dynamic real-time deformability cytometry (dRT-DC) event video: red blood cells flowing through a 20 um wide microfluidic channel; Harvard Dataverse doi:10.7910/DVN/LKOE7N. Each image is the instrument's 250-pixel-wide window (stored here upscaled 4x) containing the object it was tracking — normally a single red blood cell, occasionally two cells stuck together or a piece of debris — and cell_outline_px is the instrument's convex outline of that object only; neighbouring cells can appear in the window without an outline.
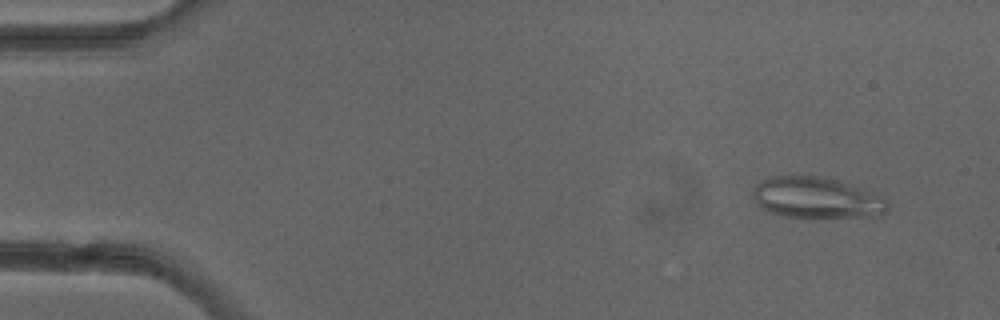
{"species": "common noctule bat (a hibernating species)", "species_latin": "Nyctalus noctula", "temperature_condition": "cold", "stored_images_in_passage": 4, "camera_frame_rate_fps": 3000, "um_per_image_px": 0.085, "animal": {"sex": "female"}, "frame": {"image": 1, "passage_image": 1, "time_ms": 0.0, "image_size_px": [1000, 320], "cell_outline_px": [[888, 208], [884, 216], [812, 220], [808, 220], [784, 216], [768, 212], [760, 208], [756, 204], [752, 196], [752, 188], [760, 180], [772, 176], [820, 176], [852, 184], [884, 196], [888, 200]], "centroid_in_image_um": [69.44, 16.87], "position_along_channel_um": 15.6, "area_um2": 33.93}}